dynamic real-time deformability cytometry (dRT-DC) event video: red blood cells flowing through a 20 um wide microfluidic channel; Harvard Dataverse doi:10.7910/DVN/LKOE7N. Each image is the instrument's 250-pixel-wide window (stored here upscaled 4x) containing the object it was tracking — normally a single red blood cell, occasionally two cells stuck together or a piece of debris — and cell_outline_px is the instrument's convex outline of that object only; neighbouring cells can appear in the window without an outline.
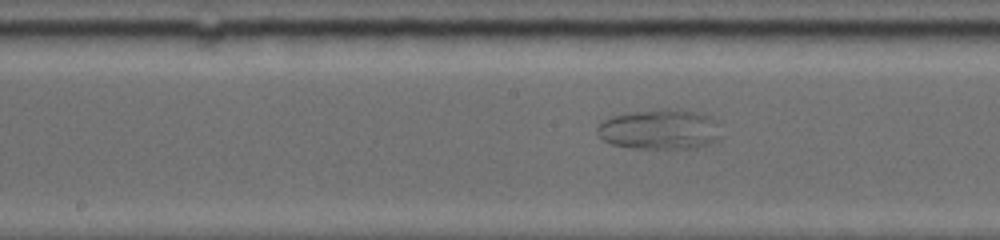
{"species": "common noctule bat (a hibernating species)", "species_latin": "Nyctalus noctula", "temperature_condition": "warm", "stored_images_in_passage": 127, "camera_frame_rate_fps": 5000, "um_per_image_px": 0.085, "animal": {"sex": "female", "body_mass_g": 19.0, "forearm_length_mm": 53.3}, "frame": {"image": 1, "passage_image": 47, "time_ms": 6.4, "image_size_px": [1000, 240], "cell_outline_px": [[720, 140], [696, 148], [632, 148], [612, 144], [604, 140], [596, 132], [596, 128], [608, 116], [664, 108], [676, 108], [696, 112], [708, 116], [716, 124], [720, 136]], "centroid_in_image_um": [56.06, 11.0], "position_along_channel_um": 192.1, "area_um2": 28.84}}
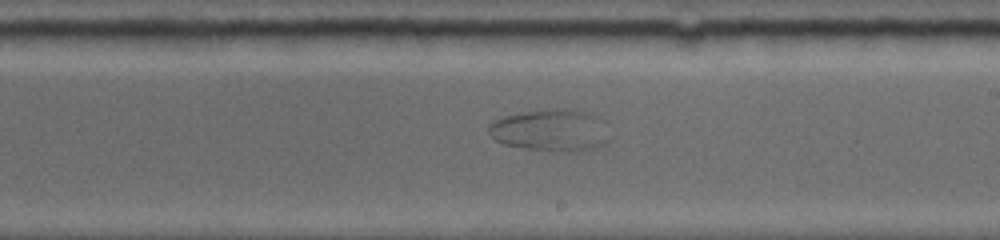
{"frame": {"image": 2, "passage_image": 57, "time_ms": 7.8, "image_size_px": [1000, 240], "cell_outline_px": [[612, 140], [596, 148], [568, 152], [564, 152], [524, 148], [504, 144], [496, 140], [488, 132], [488, 128], [496, 120], [520, 112], [552, 108], [572, 108], [592, 112], [604, 120], [612, 136]], "centroid_in_image_um": [46.94, 11.06], "position_along_channel_um": 242.1, "area_um2": 30.23}}
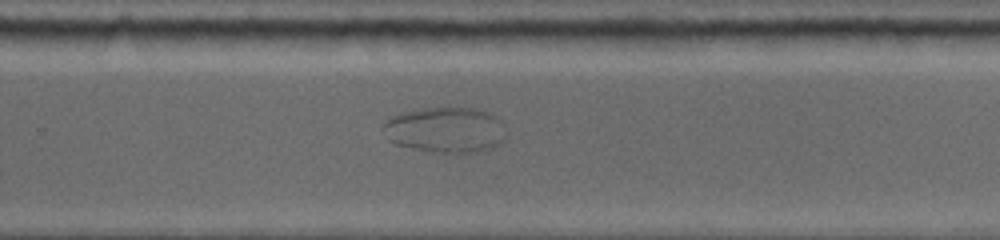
{"frame": {"image": 3, "passage_image": 67, "time_ms": 9.2, "image_size_px": [1000, 240], "cell_outline_px": [[504, 140], [488, 148], [472, 152], [440, 152], [416, 148], [396, 144], [388, 140], [380, 128], [392, 116], [404, 112], [424, 108], [448, 104], [476, 108], [496, 116], [500, 120], [504, 136]], "centroid_in_image_um": [37.82, 10.97], "position_along_channel_um": 292.0, "area_um2": 32.71}}